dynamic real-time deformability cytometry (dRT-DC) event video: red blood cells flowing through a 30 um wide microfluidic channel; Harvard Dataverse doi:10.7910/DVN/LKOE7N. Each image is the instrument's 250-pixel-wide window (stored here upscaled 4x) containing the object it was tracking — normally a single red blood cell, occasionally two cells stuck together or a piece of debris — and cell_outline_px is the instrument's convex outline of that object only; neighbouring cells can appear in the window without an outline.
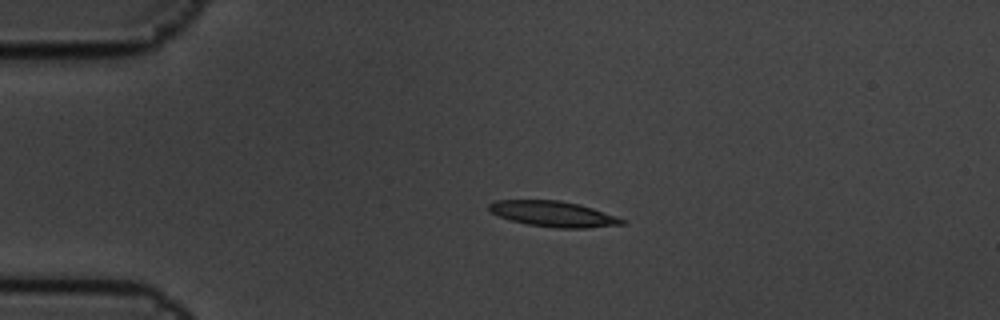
{"species": "common noctule bat (a hibernating species)", "species_latin": "Nyctalus noctula", "temperature_condition": "cold", "stored_images_in_passage": 9, "camera_frame_rate_fps": 3000, "um_per_image_px": 0.085, "animal": {"sex": "male", "body_mass_g": 19.5, "forearm_length_mm": 54.6}, "frame": {"image": 1, "passage_image": 3, "time_ms": 0.667, "image_size_px": [1000, 320], "cell_outline_px": [[628, 220], [624, 224], [588, 228], [556, 228], [528, 224], [512, 220], [500, 216], [492, 212], [488, 208], [488, 204], [496, 200], [560, 200], [580, 204]], "centroid_in_image_um": [47.07, 18.18], "position_along_channel_um": 37.9, "area_um2": 19.77}}
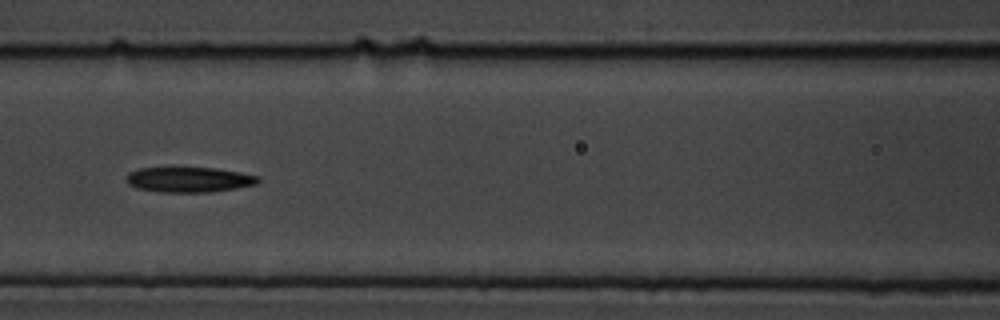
{"frame": {"image": 2, "passage_image": 6, "time_ms": 1.667, "image_size_px": [1000, 320], "cell_outline_px": [[260, 180], [256, 184], [236, 188], [212, 192], [160, 192], [136, 188], [128, 184], [124, 180], [128, 172], [140, 168], [216, 168], [240, 172], [260, 176]], "centroid_in_image_um": [16.05, 15.27], "position_along_channel_um": 150.6, "area_um2": 19.48}}
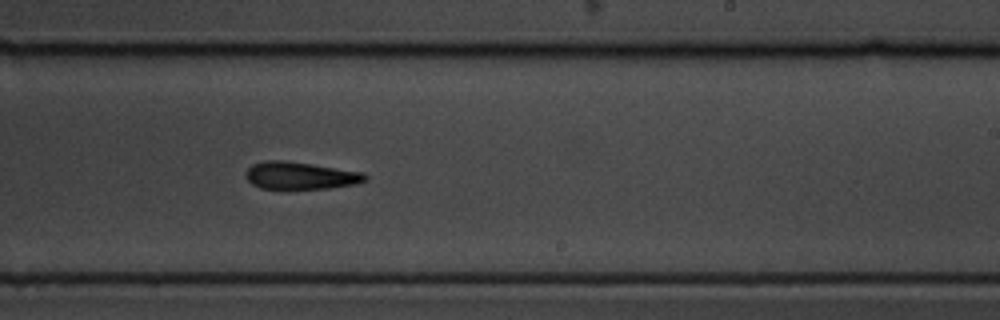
{"frame": {"image": 3, "passage_image": 9, "time_ms": 2.667, "image_size_px": [1000, 320], "cell_outline_px": [[368, 180], [356, 184], [328, 188], [260, 188], [252, 184], [244, 176], [244, 172], [252, 164], [264, 160], [284, 160], [312, 164], [364, 172], [368, 176]], "centroid_in_image_um": [25.52, 14.91], "position_along_channel_um": 263.5, "area_um2": 19.13}}